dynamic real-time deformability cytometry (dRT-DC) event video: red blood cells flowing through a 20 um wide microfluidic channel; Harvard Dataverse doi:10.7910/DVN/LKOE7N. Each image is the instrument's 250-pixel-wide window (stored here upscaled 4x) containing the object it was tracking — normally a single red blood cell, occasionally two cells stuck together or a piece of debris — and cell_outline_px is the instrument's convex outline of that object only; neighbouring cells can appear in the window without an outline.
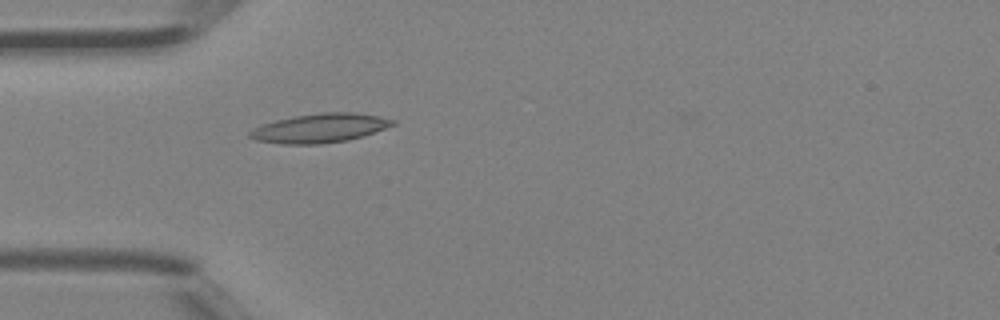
{"species": "Egyptian fruit bat (a non-hibernating species)", "species_latin": "Rousettus aegyptiacus", "temperature_condition": "room temperature", "stored_images_in_passage": 2, "camera_frame_rate_fps": 3000, "um_per_image_px": 0.085, "animal": {"sex": "female"}, "frame": {"image": 1, "passage_image": 2, "time_ms": 0.333, "image_size_px": [1000, 320], "cell_outline_px": [[396, 124], [364, 136], [348, 140], [320, 144], [280, 144], [256, 140], [248, 136], [248, 132], [264, 124], [276, 120], [292, 116], [320, 112], [356, 112], [380, 116], [396, 120]], "centroid_in_image_um": [27.23, 10.88], "position_along_channel_um": 57.8, "area_um2": 24.33}}